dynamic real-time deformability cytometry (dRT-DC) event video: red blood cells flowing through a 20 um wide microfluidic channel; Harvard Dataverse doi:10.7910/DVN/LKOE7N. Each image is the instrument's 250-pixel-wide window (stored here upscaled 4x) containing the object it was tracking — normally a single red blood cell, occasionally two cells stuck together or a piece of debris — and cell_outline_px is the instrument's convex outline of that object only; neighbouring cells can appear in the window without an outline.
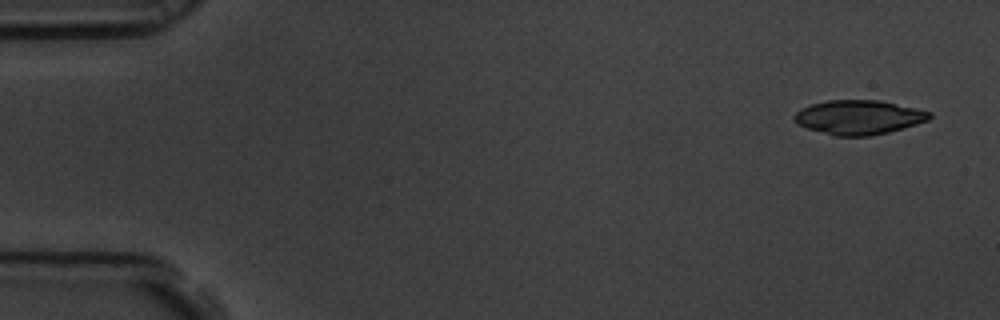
{"species": "common noctule bat (a hibernating species)", "species_latin": "Nyctalus noctula", "temperature_condition": "room temperature", "stored_images_in_passage": 5, "camera_frame_rate_fps": 3000, "um_per_image_px": 0.085, "animal": {"sex": "male", "body_mass_g": 19.5, "forearm_length_mm": 54.6}, "frame": {"image": 1, "passage_image": 1, "time_ms": 0.0, "image_size_px": [1000, 320], "cell_outline_px": [[932, 116], [928, 120], [916, 124], [888, 132], [868, 136], [836, 136], [808, 128], [796, 124], [792, 116], [796, 112], [812, 104], [828, 100], [880, 100], [916, 108], [932, 112]], "centroid_in_image_um": [73.0, 9.96], "position_along_channel_um": 12.0, "area_um2": 26.88}}
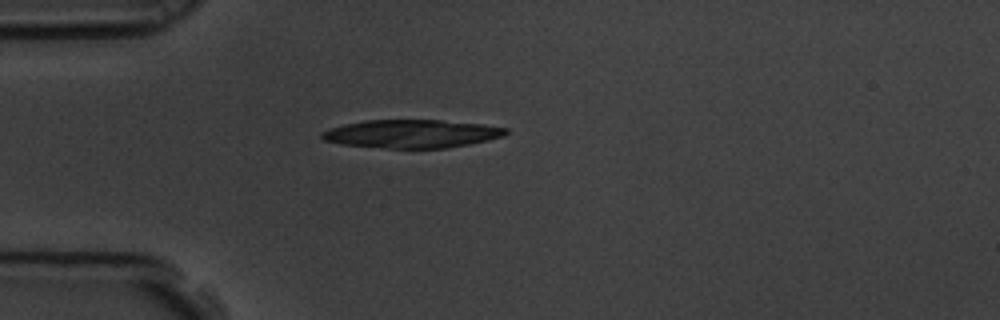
{"frame": {"image": 2, "passage_image": 4, "time_ms": 1.0, "image_size_px": [1000, 320], "cell_outline_px": [[508, 132], [504, 136], [488, 140], [468, 144], [444, 148], [388, 148], [340, 144], [324, 140], [320, 136], [320, 132], [328, 128], [344, 124], [364, 120], [440, 120], [484, 124], [508, 128]], "centroid_in_image_um": [34.97, 11.36], "position_along_channel_um": 50.0, "area_um2": 30.35}}